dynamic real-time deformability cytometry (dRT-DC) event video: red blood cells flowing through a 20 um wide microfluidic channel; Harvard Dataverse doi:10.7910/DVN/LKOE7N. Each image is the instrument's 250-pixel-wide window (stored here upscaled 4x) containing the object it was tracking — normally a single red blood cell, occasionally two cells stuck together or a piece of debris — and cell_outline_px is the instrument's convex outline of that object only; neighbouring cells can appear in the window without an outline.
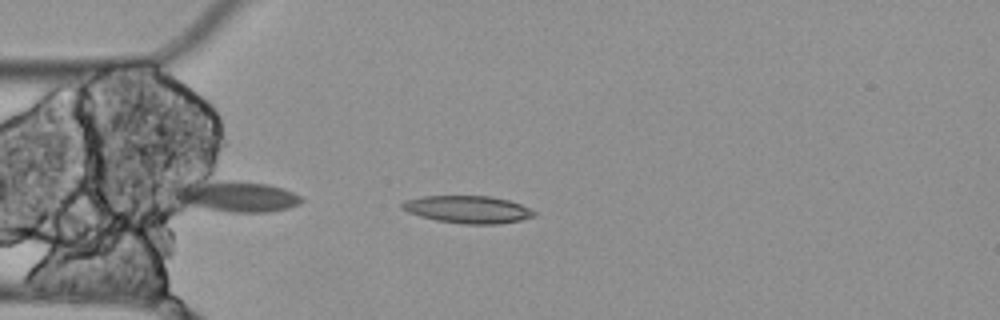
{"species": "Egyptian fruit bat (a non-hibernating species)", "species_latin": "Rousettus aegyptiacus", "temperature_condition": "cold", "stored_images_in_passage": 5, "segment_of_instrument_passage": [2, 2], "camera_frame_rate_fps": 3000, "um_per_image_px": 0.085, "animal": {"sex": "female"}, "frame": {"image": 1, "passage_image": 4, "time_ms": 1.0, "image_size_px": [1000, 320], "cell_outline_px": [[536, 216], [520, 220], [496, 224], [464, 224], [436, 220], [420, 216], [408, 212], [400, 208], [400, 204], [404, 200], [424, 196], [492, 196], [508, 200], [520, 204], [536, 212]], "centroid_in_image_um": [39.74, 17.8], "position_along_channel_um": 45.3, "area_um2": 21.1}}